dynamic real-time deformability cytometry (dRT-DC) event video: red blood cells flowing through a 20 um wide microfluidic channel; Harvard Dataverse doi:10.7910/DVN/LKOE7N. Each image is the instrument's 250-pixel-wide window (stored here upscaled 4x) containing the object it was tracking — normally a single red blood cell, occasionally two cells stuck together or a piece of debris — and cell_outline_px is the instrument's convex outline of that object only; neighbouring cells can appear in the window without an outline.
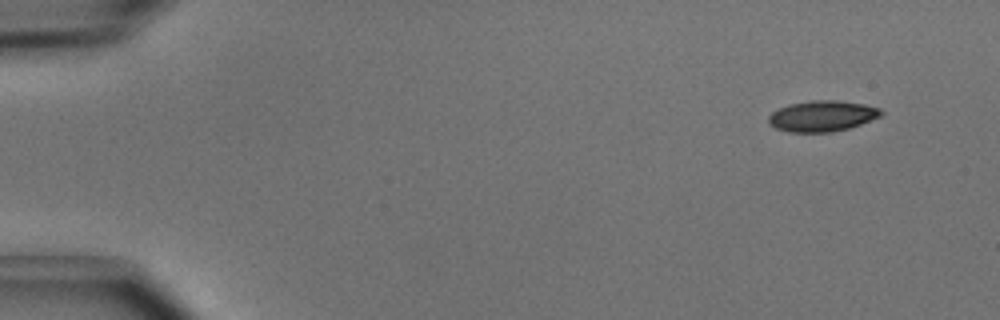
{"species": "common noctule bat (a hibernating species)", "species_latin": "Nyctalus noctula", "temperature_condition": "cold", "stored_images_in_passage": 4, "camera_frame_rate_fps": 3000, "um_per_image_px": 0.085, "animal": {"sex": "male", "body_mass_g": 15.6}, "frame": {"image": 1, "passage_image": 1, "time_ms": 0.0, "image_size_px": [1000, 320], "cell_outline_px": [[884, 112], [880, 116], [860, 124], [848, 128], [832, 132], [788, 132], [776, 128], [768, 124], [768, 116], [772, 112], [788, 104], [812, 100], [836, 100], [864, 104], [880, 108]], "centroid_in_image_um": [69.86, 9.86], "position_along_channel_um": 15.1, "area_um2": 20.23}}
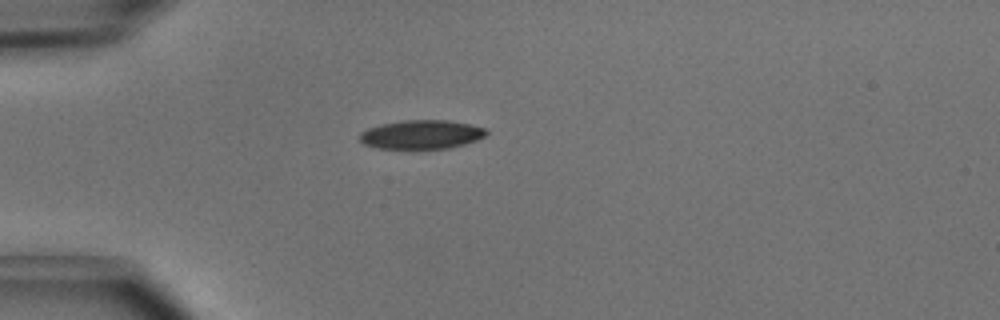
{"frame": {"image": 2, "passage_image": 4, "time_ms": 1.0, "image_size_px": [1000, 320], "cell_outline_px": [[488, 132], [484, 136], [476, 140], [464, 144], [448, 148], [376, 148], [364, 144], [360, 140], [360, 132], [368, 128], [380, 124], [404, 120], [448, 120], [468, 124], [484, 128]], "centroid_in_image_um": [35.79, 11.42], "position_along_channel_um": 49.2, "area_um2": 21.1}}